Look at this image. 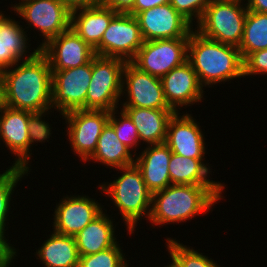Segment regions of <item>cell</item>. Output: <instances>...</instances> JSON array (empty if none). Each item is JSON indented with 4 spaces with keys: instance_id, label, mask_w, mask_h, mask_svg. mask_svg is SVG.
<instances>
[{
    "instance_id": "cell-10",
    "label": "cell",
    "mask_w": 267,
    "mask_h": 267,
    "mask_svg": "<svg viewBox=\"0 0 267 267\" xmlns=\"http://www.w3.org/2000/svg\"><path fill=\"white\" fill-rule=\"evenodd\" d=\"M189 38L144 41L131 63L140 71L162 78L187 61Z\"/></svg>"
},
{
    "instance_id": "cell-22",
    "label": "cell",
    "mask_w": 267,
    "mask_h": 267,
    "mask_svg": "<svg viewBox=\"0 0 267 267\" xmlns=\"http://www.w3.org/2000/svg\"><path fill=\"white\" fill-rule=\"evenodd\" d=\"M132 120L140 142L146 145L165 143L169 120L176 113L172 109L121 108Z\"/></svg>"
},
{
    "instance_id": "cell-6",
    "label": "cell",
    "mask_w": 267,
    "mask_h": 267,
    "mask_svg": "<svg viewBox=\"0 0 267 267\" xmlns=\"http://www.w3.org/2000/svg\"><path fill=\"white\" fill-rule=\"evenodd\" d=\"M125 64L126 61L120 58L96 55L92 59V76L87 89L86 110L111 112L119 108Z\"/></svg>"
},
{
    "instance_id": "cell-37",
    "label": "cell",
    "mask_w": 267,
    "mask_h": 267,
    "mask_svg": "<svg viewBox=\"0 0 267 267\" xmlns=\"http://www.w3.org/2000/svg\"><path fill=\"white\" fill-rule=\"evenodd\" d=\"M135 1L136 0H103V3L117 13H128L134 7Z\"/></svg>"
},
{
    "instance_id": "cell-8",
    "label": "cell",
    "mask_w": 267,
    "mask_h": 267,
    "mask_svg": "<svg viewBox=\"0 0 267 267\" xmlns=\"http://www.w3.org/2000/svg\"><path fill=\"white\" fill-rule=\"evenodd\" d=\"M105 110L76 109L62 115L65 119L66 132L70 148L80 158L87 162L96 150L98 139L103 127L107 124L110 116Z\"/></svg>"
},
{
    "instance_id": "cell-16",
    "label": "cell",
    "mask_w": 267,
    "mask_h": 267,
    "mask_svg": "<svg viewBox=\"0 0 267 267\" xmlns=\"http://www.w3.org/2000/svg\"><path fill=\"white\" fill-rule=\"evenodd\" d=\"M161 82L166 103L176 113L205 99V88L200 84L197 73L188 61L173 68L161 78Z\"/></svg>"
},
{
    "instance_id": "cell-31",
    "label": "cell",
    "mask_w": 267,
    "mask_h": 267,
    "mask_svg": "<svg viewBox=\"0 0 267 267\" xmlns=\"http://www.w3.org/2000/svg\"><path fill=\"white\" fill-rule=\"evenodd\" d=\"M116 245L92 255L79 256L78 267H128L123 249Z\"/></svg>"
},
{
    "instance_id": "cell-24",
    "label": "cell",
    "mask_w": 267,
    "mask_h": 267,
    "mask_svg": "<svg viewBox=\"0 0 267 267\" xmlns=\"http://www.w3.org/2000/svg\"><path fill=\"white\" fill-rule=\"evenodd\" d=\"M206 159H193L172 152L169 163V176L171 184L197 185V186H226L224 182L213 181L212 173Z\"/></svg>"
},
{
    "instance_id": "cell-39",
    "label": "cell",
    "mask_w": 267,
    "mask_h": 267,
    "mask_svg": "<svg viewBox=\"0 0 267 267\" xmlns=\"http://www.w3.org/2000/svg\"><path fill=\"white\" fill-rule=\"evenodd\" d=\"M247 10L267 13V0H246Z\"/></svg>"
},
{
    "instance_id": "cell-12",
    "label": "cell",
    "mask_w": 267,
    "mask_h": 267,
    "mask_svg": "<svg viewBox=\"0 0 267 267\" xmlns=\"http://www.w3.org/2000/svg\"><path fill=\"white\" fill-rule=\"evenodd\" d=\"M124 96L126 100L119 102L120 108L171 109L166 103L161 79L140 71L131 62H126L123 69L121 98Z\"/></svg>"
},
{
    "instance_id": "cell-15",
    "label": "cell",
    "mask_w": 267,
    "mask_h": 267,
    "mask_svg": "<svg viewBox=\"0 0 267 267\" xmlns=\"http://www.w3.org/2000/svg\"><path fill=\"white\" fill-rule=\"evenodd\" d=\"M39 51L48 60L51 70L82 66L96 56L94 49L72 28L48 41Z\"/></svg>"
},
{
    "instance_id": "cell-27",
    "label": "cell",
    "mask_w": 267,
    "mask_h": 267,
    "mask_svg": "<svg viewBox=\"0 0 267 267\" xmlns=\"http://www.w3.org/2000/svg\"><path fill=\"white\" fill-rule=\"evenodd\" d=\"M239 50L244 60L250 53L267 49V13L247 11Z\"/></svg>"
},
{
    "instance_id": "cell-19",
    "label": "cell",
    "mask_w": 267,
    "mask_h": 267,
    "mask_svg": "<svg viewBox=\"0 0 267 267\" xmlns=\"http://www.w3.org/2000/svg\"><path fill=\"white\" fill-rule=\"evenodd\" d=\"M2 12L0 10V72L20 60L32 58L39 51L37 48L29 52L31 44H29L28 31L23 28L24 25H20V22L24 23V21H16L15 18L12 19Z\"/></svg>"
},
{
    "instance_id": "cell-13",
    "label": "cell",
    "mask_w": 267,
    "mask_h": 267,
    "mask_svg": "<svg viewBox=\"0 0 267 267\" xmlns=\"http://www.w3.org/2000/svg\"><path fill=\"white\" fill-rule=\"evenodd\" d=\"M144 41L189 38L193 24L170 3L159 5L135 15Z\"/></svg>"
},
{
    "instance_id": "cell-32",
    "label": "cell",
    "mask_w": 267,
    "mask_h": 267,
    "mask_svg": "<svg viewBox=\"0 0 267 267\" xmlns=\"http://www.w3.org/2000/svg\"><path fill=\"white\" fill-rule=\"evenodd\" d=\"M54 110L48 109L45 111L41 112H32L30 114L29 118V124H28V136L30 140V160H31V152L35 143H44V142H49L47 139L52 138V127L49 124V122L45 121V115H48L50 112ZM44 117V118H43Z\"/></svg>"
},
{
    "instance_id": "cell-3",
    "label": "cell",
    "mask_w": 267,
    "mask_h": 267,
    "mask_svg": "<svg viewBox=\"0 0 267 267\" xmlns=\"http://www.w3.org/2000/svg\"><path fill=\"white\" fill-rule=\"evenodd\" d=\"M187 61L197 73L202 87L244 77V63L237 46L202 36L194 30L189 35Z\"/></svg>"
},
{
    "instance_id": "cell-33",
    "label": "cell",
    "mask_w": 267,
    "mask_h": 267,
    "mask_svg": "<svg viewBox=\"0 0 267 267\" xmlns=\"http://www.w3.org/2000/svg\"><path fill=\"white\" fill-rule=\"evenodd\" d=\"M212 0H170V4L192 24L198 23ZM193 20H197L196 22ZM195 22V23H194Z\"/></svg>"
},
{
    "instance_id": "cell-26",
    "label": "cell",
    "mask_w": 267,
    "mask_h": 267,
    "mask_svg": "<svg viewBox=\"0 0 267 267\" xmlns=\"http://www.w3.org/2000/svg\"><path fill=\"white\" fill-rule=\"evenodd\" d=\"M132 153V154H131ZM111 169L135 164V154L118 140L113 126L107 122L103 127L93 155L88 159Z\"/></svg>"
},
{
    "instance_id": "cell-34",
    "label": "cell",
    "mask_w": 267,
    "mask_h": 267,
    "mask_svg": "<svg viewBox=\"0 0 267 267\" xmlns=\"http://www.w3.org/2000/svg\"><path fill=\"white\" fill-rule=\"evenodd\" d=\"M243 63L244 78L250 75H267V49L250 53Z\"/></svg>"
},
{
    "instance_id": "cell-42",
    "label": "cell",
    "mask_w": 267,
    "mask_h": 267,
    "mask_svg": "<svg viewBox=\"0 0 267 267\" xmlns=\"http://www.w3.org/2000/svg\"><path fill=\"white\" fill-rule=\"evenodd\" d=\"M169 263H167V265L165 264V266L164 267H173L171 264H169Z\"/></svg>"
},
{
    "instance_id": "cell-7",
    "label": "cell",
    "mask_w": 267,
    "mask_h": 267,
    "mask_svg": "<svg viewBox=\"0 0 267 267\" xmlns=\"http://www.w3.org/2000/svg\"><path fill=\"white\" fill-rule=\"evenodd\" d=\"M10 7L27 23L24 29L30 27L41 33L44 39L38 49L71 28V11L60 0H19Z\"/></svg>"
},
{
    "instance_id": "cell-11",
    "label": "cell",
    "mask_w": 267,
    "mask_h": 267,
    "mask_svg": "<svg viewBox=\"0 0 267 267\" xmlns=\"http://www.w3.org/2000/svg\"><path fill=\"white\" fill-rule=\"evenodd\" d=\"M92 76V61L75 68L52 70V109L66 112L86 110V96Z\"/></svg>"
},
{
    "instance_id": "cell-14",
    "label": "cell",
    "mask_w": 267,
    "mask_h": 267,
    "mask_svg": "<svg viewBox=\"0 0 267 267\" xmlns=\"http://www.w3.org/2000/svg\"><path fill=\"white\" fill-rule=\"evenodd\" d=\"M65 196L56 203L52 215V229L59 234L75 236L104 210L102 203L85 194Z\"/></svg>"
},
{
    "instance_id": "cell-18",
    "label": "cell",
    "mask_w": 267,
    "mask_h": 267,
    "mask_svg": "<svg viewBox=\"0 0 267 267\" xmlns=\"http://www.w3.org/2000/svg\"><path fill=\"white\" fill-rule=\"evenodd\" d=\"M189 113H175L169 120L165 144L186 158L204 159L207 149L199 122ZM206 150V151H205Z\"/></svg>"
},
{
    "instance_id": "cell-40",
    "label": "cell",
    "mask_w": 267,
    "mask_h": 267,
    "mask_svg": "<svg viewBox=\"0 0 267 267\" xmlns=\"http://www.w3.org/2000/svg\"><path fill=\"white\" fill-rule=\"evenodd\" d=\"M6 106L5 103V80L2 72H0V108Z\"/></svg>"
},
{
    "instance_id": "cell-35",
    "label": "cell",
    "mask_w": 267,
    "mask_h": 267,
    "mask_svg": "<svg viewBox=\"0 0 267 267\" xmlns=\"http://www.w3.org/2000/svg\"><path fill=\"white\" fill-rule=\"evenodd\" d=\"M0 234V267L12 266L13 259L18 257L17 250Z\"/></svg>"
},
{
    "instance_id": "cell-41",
    "label": "cell",
    "mask_w": 267,
    "mask_h": 267,
    "mask_svg": "<svg viewBox=\"0 0 267 267\" xmlns=\"http://www.w3.org/2000/svg\"><path fill=\"white\" fill-rule=\"evenodd\" d=\"M218 1H234V2H240V3H245L246 2V0H218Z\"/></svg>"
},
{
    "instance_id": "cell-30",
    "label": "cell",
    "mask_w": 267,
    "mask_h": 267,
    "mask_svg": "<svg viewBox=\"0 0 267 267\" xmlns=\"http://www.w3.org/2000/svg\"><path fill=\"white\" fill-rule=\"evenodd\" d=\"M119 109L120 112H118ZM108 122L113 126L118 140L132 152L137 151L136 149H139L137 147L143 145L139 140L137 128L121 108L111 111ZM135 147L136 149H134Z\"/></svg>"
},
{
    "instance_id": "cell-5",
    "label": "cell",
    "mask_w": 267,
    "mask_h": 267,
    "mask_svg": "<svg viewBox=\"0 0 267 267\" xmlns=\"http://www.w3.org/2000/svg\"><path fill=\"white\" fill-rule=\"evenodd\" d=\"M247 11L244 3L212 0L195 29L208 39L239 47Z\"/></svg>"
},
{
    "instance_id": "cell-36",
    "label": "cell",
    "mask_w": 267,
    "mask_h": 267,
    "mask_svg": "<svg viewBox=\"0 0 267 267\" xmlns=\"http://www.w3.org/2000/svg\"><path fill=\"white\" fill-rule=\"evenodd\" d=\"M170 0H136L134 7L128 12L135 16L137 13L150 8L169 3Z\"/></svg>"
},
{
    "instance_id": "cell-20",
    "label": "cell",
    "mask_w": 267,
    "mask_h": 267,
    "mask_svg": "<svg viewBox=\"0 0 267 267\" xmlns=\"http://www.w3.org/2000/svg\"><path fill=\"white\" fill-rule=\"evenodd\" d=\"M134 154L135 165L140 169L147 189L152 194L171 185L169 163L172 152L165 143L147 145L138 156L137 152Z\"/></svg>"
},
{
    "instance_id": "cell-9",
    "label": "cell",
    "mask_w": 267,
    "mask_h": 267,
    "mask_svg": "<svg viewBox=\"0 0 267 267\" xmlns=\"http://www.w3.org/2000/svg\"><path fill=\"white\" fill-rule=\"evenodd\" d=\"M139 23L129 13H118L103 33L95 54L131 62L143 45Z\"/></svg>"
},
{
    "instance_id": "cell-23",
    "label": "cell",
    "mask_w": 267,
    "mask_h": 267,
    "mask_svg": "<svg viewBox=\"0 0 267 267\" xmlns=\"http://www.w3.org/2000/svg\"><path fill=\"white\" fill-rule=\"evenodd\" d=\"M106 213L104 208V211L74 236L79 256L98 253L119 242L115 233L116 223L114 226L113 217Z\"/></svg>"
},
{
    "instance_id": "cell-21",
    "label": "cell",
    "mask_w": 267,
    "mask_h": 267,
    "mask_svg": "<svg viewBox=\"0 0 267 267\" xmlns=\"http://www.w3.org/2000/svg\"><path fill=\"white\" fill-rule=\"evenodd\" d=\"M118 13L104 3L71 11V28L93 49L101 42L103 33Z\"/></svg>"
},
{
    "instance_id": "cell-17",
    "label": "cell",
    "mask_w": 267,
    "mask_h": 267,
    "mask_svg": "<svg viewBox=\"0 0 267 267\" xmlns=\"http://www.w3.org/2000/svg\"><path fill=\"white\" fill-rule=\"evenodd\" d=\"M32 112L4 106L0 118V140L15 156L11 167H21L27 170L30 165V140L28 124ZM29 163V164H28ZM30 166V167H29Z\"/></svg>"
},
{
    "instance_id": "cell-4",
    "label": "cell",
    "mask_w": 267,
    "mask_h": 267,
    "mask_svg": "<svg viewBox=\"0 0 267 267\" xmlns=\"http://www.w3.org/2000/svg\"><path fill=\"white\" fill-rule=\"evenodd\" d=\"M116 171H120V176L110 183H100L98 188L102 194L105 193L104 195L111 198L114 208L116 210L118 208L121 219L127 227L128 235H131L135 232L140 219L148 220L152 193L147 189L142 173L135 164L117 168Z\"/></svg>"
},
{
    "instance_id": "cell-28",
    "label": "cell",
    "mask_w": 267,
    "mask_h": 267,
    "mask_svg": "<svg viewBox=\"0 0 267 267\" xmlns=\"http://www.w3.org/2000/svg\"><path fill=\"white\" fill-rule=\"evenodd\" d=\"M30 170L21 167H8L6 170H3V173H0V234L7 240L5 237V227L7 226L6 222L8 219V214H10L11 201L13 200V194L17 187L19 181H22L24 175L28 176Z\"/></svg>"
},
{
    "instance_id": "cell-29",
    "label": "cell",
    "mask_w": 267,
    "mask_h": 267,
    "mask_svg": "<svg viewBox=\"0 0 267 267\" xmlns=\"http://www.w3.org/2000/svg\"><path fill=\"white\" fill-rule=\"evenodd\" d=\"M180 241L174 238L166 239L167 251L169 258L171 257L170 264L173 267H220L212 258L194 250V248L179 243ZM210 258V259H209Z\"/></svg>"
},
{
    "instance_id": "cell-38",
    "label": "cell",
    "mask_w": 267,
    "mask_h": 267,
    "mask_svg": "<svg viewBox=\"0 0 267 267\" xmlns=\"http://www.w3.org/2000/svg\"><path fill=\"white\" fill-rule=\"evenodd\" d=\"M70 11L79 8H88L98 6L103 0H60Z\"/></svg>"
},
{
    "instance_id": "cell-2",
    "label": "cell",
    "mask_w": 267,
    "mask_h": 267,
    "mask_svg": "<svg viewBox=\"0 0 267 267\" xmlns=\"http://www.w3.org/2000/svg\"><path fill=\"white\" fill-rule=\"evenodd\" d=\"M226 186L171 184L152 194L149 222L159 227L187 222L199 214L212 212L214 204L224 199Z\"/></svg>"
},
{
    "instance_id": "cell-25",
    "label": "cell",
    "mask_w": 267,
    "mask_h": 267,
    "mask_svg": "<svg viewBox=\"0 0 267 267\" xmlns=\"http://www.w3.org/2000/svg\"><path fill=\"white\" fill-rule=\"evenodd\" d=\"M35 253L44 267H78L79 254L74 236L52 231Z\"/></svg>"
},
{
    "instance_id": "cell-1",
    "label": "cell",
    "mask_w": 267,
    "mask_h": 267,
    "mask_svg": "<svg viewBox=\"0 0 267 267\" xmlns=\"http://www.w3.org/2000/svg\"><path fill=\"white\" fill-rule=\"evenodd\" d=\"M2 74L7 107L30 112L52 108V70L40 51L3 70Z\"/></svg>"
}]
</instances>
